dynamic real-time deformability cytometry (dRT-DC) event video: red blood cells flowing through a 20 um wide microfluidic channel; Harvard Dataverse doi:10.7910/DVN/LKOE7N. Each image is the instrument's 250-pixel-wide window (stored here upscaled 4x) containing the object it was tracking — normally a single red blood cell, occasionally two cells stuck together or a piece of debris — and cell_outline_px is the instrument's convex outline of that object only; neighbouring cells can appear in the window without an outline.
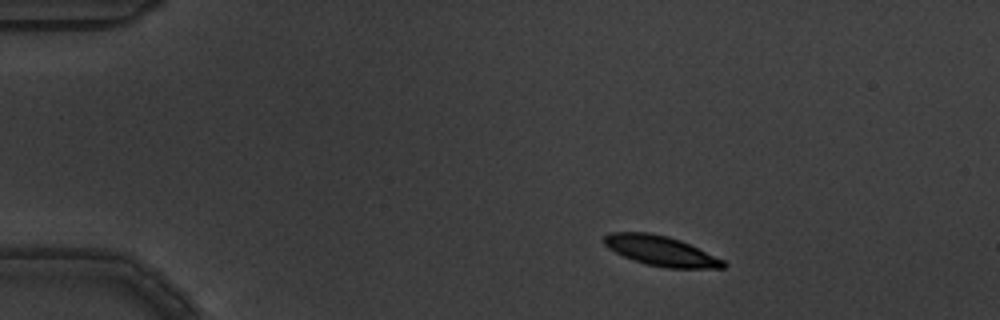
{"species": "common noctule bat (a hibernating species)", "species_latin": "Nyctalus noctula", "temperature_condition": "warm", "stored_images_in_passage": 3, "camera_frame_rate_fps": 3000, "um_per_image_px": 0.085, "animal": {"sex": "male", "body_mass_g": 19.5, "forearm_length_mm": 54.6}, "frame": {"image": 1, "passage_image": 1, "time_ms": 0.0, "image_size_px": [1000, 320], "cell_outline_px": [[728, 264], [724, 268], [668, 268], [644, 264], [632, 260], [608, 248], [604, 244], [604, 236], [608, 232], [648, 232], [668, 236], [680, 240], [724, 260]], "centroid_in_image_um": [56.16, 21.32], "position_along_channel_um": 28.8, "area_um2": 20.81}}